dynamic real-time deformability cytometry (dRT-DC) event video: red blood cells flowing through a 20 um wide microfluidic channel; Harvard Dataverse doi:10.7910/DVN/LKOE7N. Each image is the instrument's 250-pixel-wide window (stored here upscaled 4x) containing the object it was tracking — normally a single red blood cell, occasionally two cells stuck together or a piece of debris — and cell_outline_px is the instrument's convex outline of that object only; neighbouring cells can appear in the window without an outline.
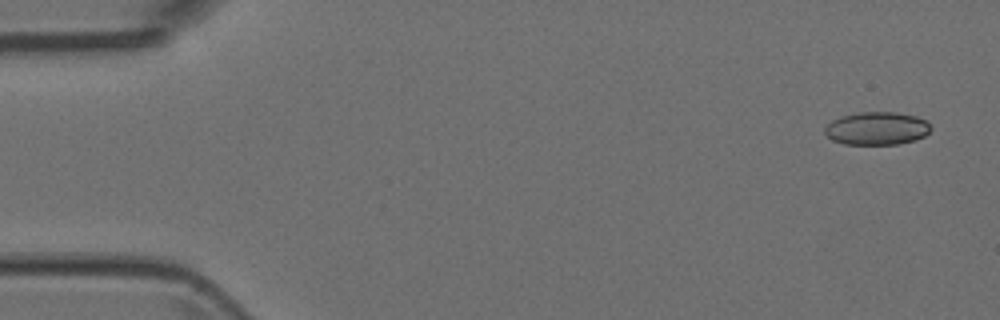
{"species": "Egyptian fruit bat (a non-hibernating species)", "species_latin": "Rousettus aegyptiacus", "temperature_condition": "room temperature", "stored_images_in_passage": 50, "camera_frame_rate_fps": 3000, "um_per_image_px": 0.085, "animal": {"sex": "female"}, "frame": {"image": 1, "passage_image": 1, "time_ms": 0.0, "image_size_px": [1000, 320], "cell_outline_px": [[932, 128], [924, 136], [916, 140], [896, 144], [844, 144], [832, 140], [824, 132], [824, 128], [832, 120], [840, 116], [860, 112], [896, 112], [916, 116], [924, 120]], "centroid_in_image_um": [74.51, 10.91], "position_along_channel_um": 10.5, "area_um2": 20.35}}
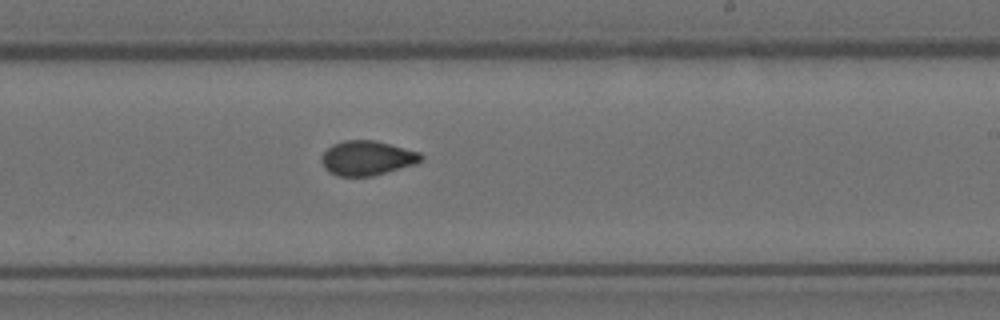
{"frame": {"image": 2, "passage_image": 29, "time_ms": 9.333, "image_size_px": [1000, 320], "cell_outline_px": [[424, 156], [416, 164], [372, 176], [336, 176], [328, 172], [324, 168], [320, 160], [320, 156], [332, 144], [344, 140], [376, 140], [420, 152]], "centroid_in_image_um": [31.17, 13.43], "position_along_channel_um": 257.8, "area_um2": 20.23}}
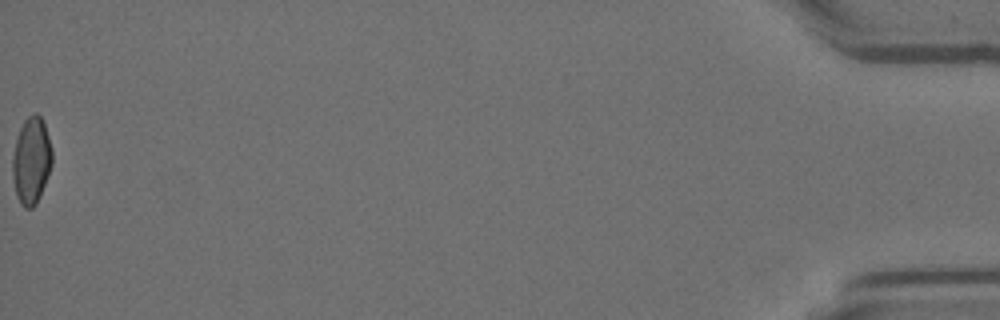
{"frame": {"image": 3, "passage_image": 50, "time_ms": 16.333, "image_size_px": [1000, 320], "cell_outline_px": [[52, 164], [40, 196], [36, 204], [32, 208], [24, 208], [20, 204], [16, 196], [12, 176], [12, 156], [16, 140], [20, 128], [24, 120], [32, 112], [36, 112], [40, 116], [44, 124], [52, 148]], "centroid_in_image_um": [2.65, 13.66], "position_along_channel_um": 432.5, "area_um2": 20.17}}